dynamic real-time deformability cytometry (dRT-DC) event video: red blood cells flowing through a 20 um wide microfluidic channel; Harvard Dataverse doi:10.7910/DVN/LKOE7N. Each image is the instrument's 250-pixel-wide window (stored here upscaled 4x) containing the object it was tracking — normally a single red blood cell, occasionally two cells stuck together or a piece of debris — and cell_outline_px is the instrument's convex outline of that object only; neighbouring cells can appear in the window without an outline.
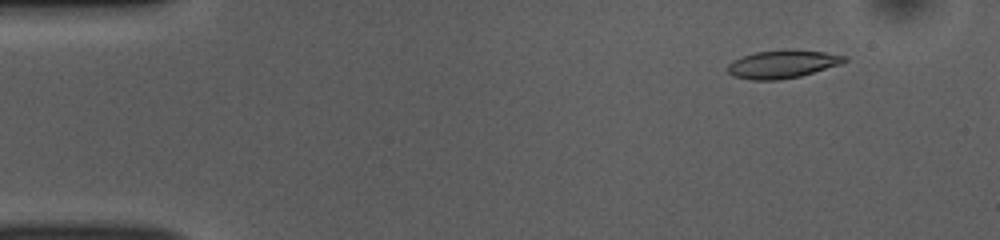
{"species": "common noctule bat (a hibernating species)", "species_latin": "Nyctalus noctula", "temperature_condition": "room temperature", "stored_images_in_passage": 51, "camera_frame_rate_fps": 3000, "um_per_image_px": 0.085, "animal": {"sex": "female", "body_mass_g": 10.0, "forearm_length_mm": 53.1}, "frame": {"image": 1, "passage_image": 5, "time_ms": 1.333, "image_size_px": [1000, 240], "cell_outline_px": [[848, 60], [840, 64], [800, 76], [780, 80], [752, 80], [732, 76], [728, 72], [728, 64], [732, 60], [756, 52], [784, 48], [824, 52], [848, 56]], "centroid_in_image_um": [66.5, 5.44], "position_along_channel_um": 18.5, "area_um2": 19.25}}
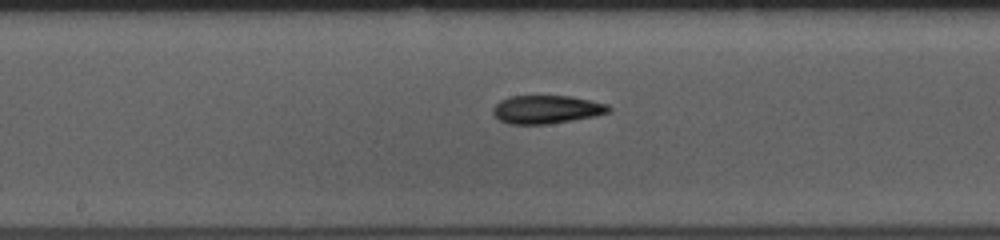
{"frame": {"image": 2, "passage_image": 26, "time_ms": 8.333, "image_size_px": [1000, 240], "cell_outline_px": [[612, 108], [608, 112], [592, 116], [572, 120], [548, 124], [508, 124], [500, 120], [492, 112], [492, 108], [500, 100], [512, 96], [572, 96], [608, 104]], "centroid_in_image_um": [46.44, 9.3], "position_along_channel_um": 201.8, "area_um2": 18.96}}
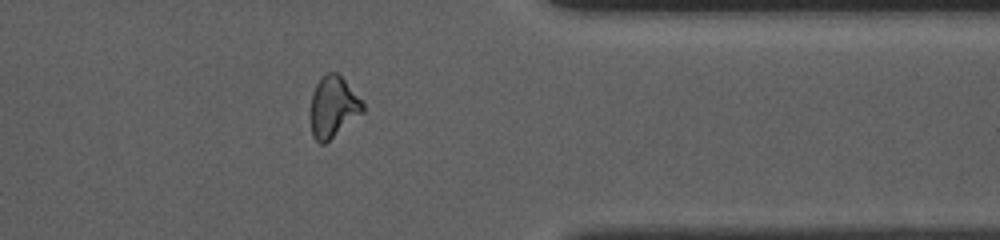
{"frame": {"image": 3, "passage_image": 41, "time_ms": 13.333, "image_size_px": [1000, 240], "cell_outline_px": [[364, 112], [324, 144], [320, 144], [312, 136], [312, 92], [320, 76], [328, 72], [336, 72], [344, 80], [364, 104]], "centroid_in_image_um": [28.32, 9.08], "position_along_channel_um": 383.1, "area_um2": 18.26}, "authors_computed_cell_mechanics": {"area_um2": 18.785, "velocity_mm_per_s": 3.8632, "shape_relaxation_time_tau1_ms": null, "shape_relaxation_time_tau2_ms": 5.1782, "deformation_change_tau1": null, "deformation_change_tau2": 0.1414}}